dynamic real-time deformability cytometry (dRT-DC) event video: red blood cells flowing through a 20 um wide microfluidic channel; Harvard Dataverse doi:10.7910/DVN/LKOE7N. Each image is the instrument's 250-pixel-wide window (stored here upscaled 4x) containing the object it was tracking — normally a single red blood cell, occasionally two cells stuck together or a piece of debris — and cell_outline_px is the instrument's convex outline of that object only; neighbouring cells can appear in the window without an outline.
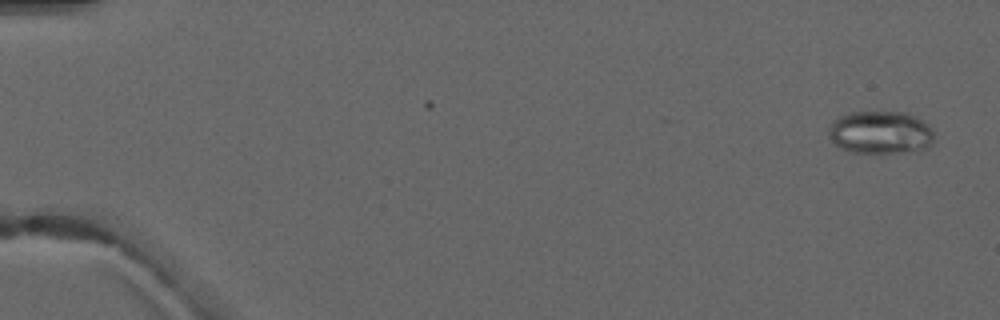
{"species": "common noctule bat (a hibernating species)", "species_latin": "Nyctalus noctula", "temperature_condition": "warm", "stored_images_in_passage": 2, "camera_frame_rate_fps": 3000, "um_per_image_px": 0.085, "animal": {"sex": "male", "forearm_length_mm": 52.5}, "frame": {"image": 1, "passage_image": 2, "time_ms": 1.0, "image_size_px": [1000, 320], "cell_outline_px": [[932, 144], [928, 148], [920, 152], [852, 152], [840, 148], [828, 136], [828, 132], [832, 120], [848, 112], [908, 112], [916, 116], [932, 132]], "centroid_in_image_um": [74.82, 11.26], "position_along_channel_um": 10.2, "area_um2": 26.36}}